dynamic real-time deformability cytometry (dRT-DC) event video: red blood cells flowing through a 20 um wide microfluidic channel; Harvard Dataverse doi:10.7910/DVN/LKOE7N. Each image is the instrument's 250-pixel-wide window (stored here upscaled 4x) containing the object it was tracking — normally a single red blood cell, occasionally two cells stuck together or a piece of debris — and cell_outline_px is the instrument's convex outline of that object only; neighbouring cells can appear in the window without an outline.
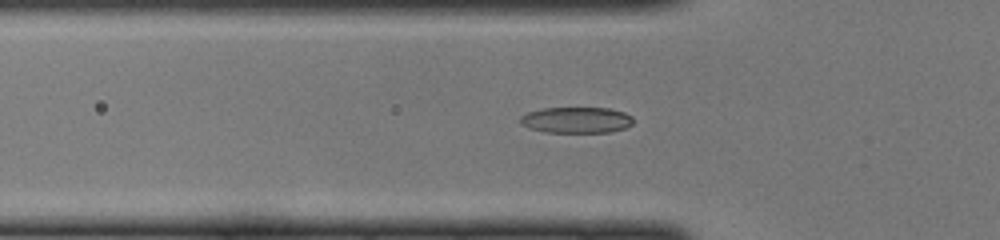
{"species": "common noctule bat (a hibernating species)", "species_latin": "Nyctalus noctula", "temperature_condition": "cold", "stored_images_in_passage": 43, "camera_frame_rate_fps": 3000, "um_per_image_px": 0.085, "animal": {"sex": "female", "body_mass_g": 22.0, "forearm_length_mm": 56.7}, "frame": {"image": 1, "passage_image": 16, "time_ms": 5.0, "image_size_px": [1000, 240], "cell_outline_px": [[632, 124], [624, 128], [608, 132], [544, 132], [528, 128], [520, 124], [520, 116], [528, 112], [544, 108], [608, 108], [624, 112], [632, 116]], "centroid_in_image_um": [48.96, 10.2], "position_along_channel_um": 76.8, "area_um2": 17.11}}
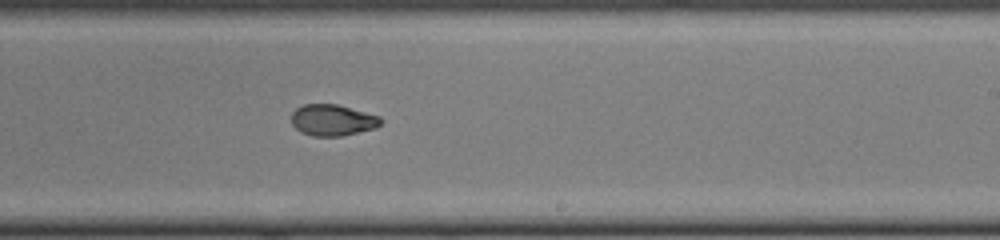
{"frame": {"image": 2, "passage_image": 29, "time_ms": 9.333, "image_size_px": [1000, 240], "cell_outline_px": [[384, 120], [376, 128], [340, 136], [312, 136], [300, 132], [292, 124], [292, 112], [296, 108], [304, 104], [336, 104], [380, 116]], "centroid_in_image_um": [28.27, 10.21], "position_along_channel_um": 260.7, "area_um2": 16.3}}
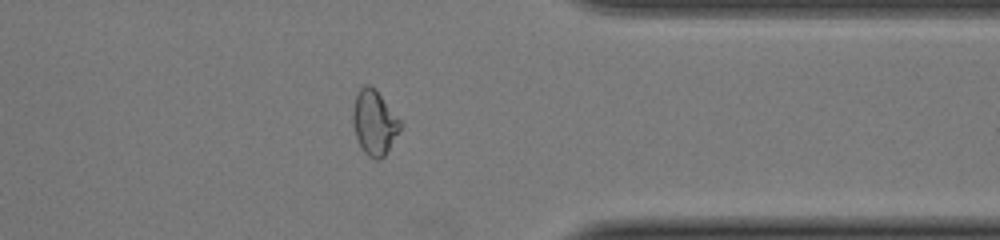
{"frame": {"image": 3, "passage_image": 38, "time_ms": 12.333, "image_size_px": [1000, 240], "cell_outline_px": [[400, 132], [384, 156], [380, 160], [376, 160], [368, 156], [364, 152], [356, 136], [352, 120], [352, 108], [356, 96], [360, 88], [364, 84], [368, 84], [376, 88], [400, 120]], "centroid_in_image_um": [31.81, 10.4], "position_along_channel_um": 379.6, "area_um2": 17.92}}